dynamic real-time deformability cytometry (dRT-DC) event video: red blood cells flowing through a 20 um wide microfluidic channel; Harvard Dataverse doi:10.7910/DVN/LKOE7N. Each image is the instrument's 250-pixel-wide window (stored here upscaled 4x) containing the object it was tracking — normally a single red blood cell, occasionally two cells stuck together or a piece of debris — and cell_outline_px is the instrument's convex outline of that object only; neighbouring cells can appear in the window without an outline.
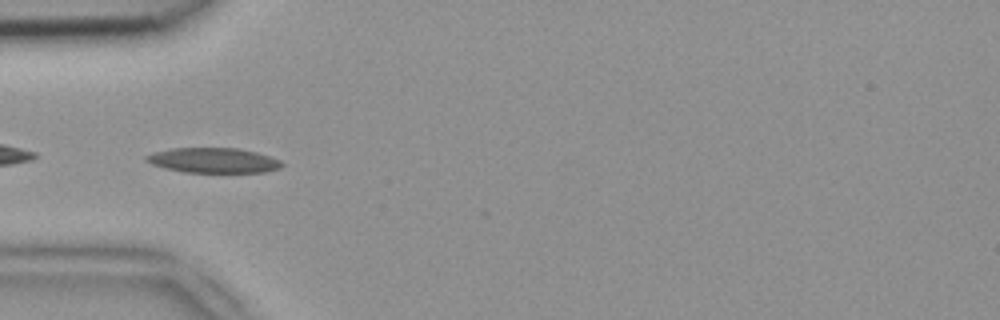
{"species": "common noctule bat (a hibernating species)", "species_latin": "Nyctalus noctula", "temperature_condition": "room temperature", "stored_images_in_passage": 35, "camera_frame_rate_fps": 3000, "um_per_image_px": 0.085, "animal": {"sex": "female", "body_mass_g": 18.4}, "frame": {"image": 1, "passage_image": 1, "time_ms": 0.0, "image_size_px": [1000, 320], "cell_outline_px": [[284, 164], [280, 168], [264, 172], [184, 172], [164, 168], [152, 164], [144, 160], [144, 156], [156, 152], [172, 148], [240, 148], [256, 152], [280, 160]], "centroid_in_image_um": [18.13, 13.63], "position_along_channel_um": 66.9, "area_um2": 19.71}}
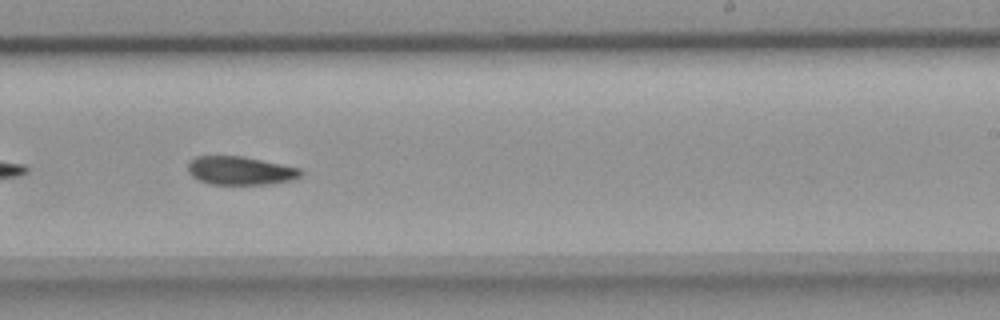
{"frame": {"image": 2, "passage_image": 16, "time_ms": 5.0, "image_size_px": [1000, 320], "cell_outline_px": [[304, 172], [300, 176], [292, 180], [272, 184], [212, 184], [200, 180], [192, 176], [188, 172], [188, 160], [196, 156], [244, 156], [300, 168]], "centroid_in_image_um": [20.43, 14.5], "position_along_channel_um": 268.6, "area_um2": 18.79}}
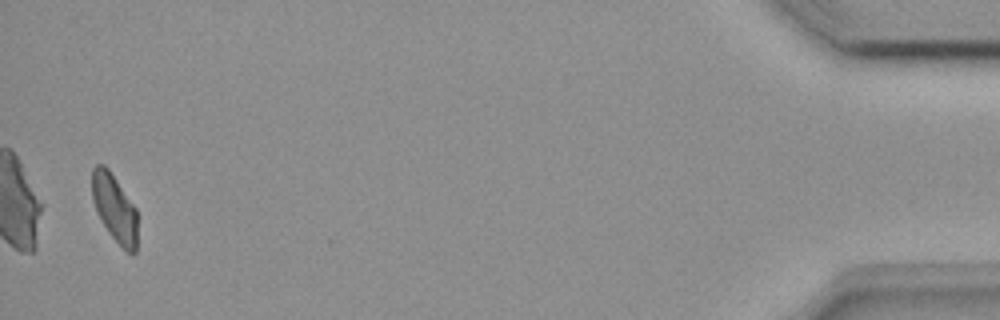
{"frame": {"image": 3, "passage_image": 34, "time_ms": 11.0, "image_size_px": [1000, 320], "cell_outline_px": [[136, 252], [132, 256], [108, 232], [96, 212], [92, 200], [92, 168], [96, 164], [104, 164], [108, 168], [136, 208]], "centroid_in_image_um": [9.71, 17.66], "position_along_channel_um": 425.5, "area_um2": 17.74}}